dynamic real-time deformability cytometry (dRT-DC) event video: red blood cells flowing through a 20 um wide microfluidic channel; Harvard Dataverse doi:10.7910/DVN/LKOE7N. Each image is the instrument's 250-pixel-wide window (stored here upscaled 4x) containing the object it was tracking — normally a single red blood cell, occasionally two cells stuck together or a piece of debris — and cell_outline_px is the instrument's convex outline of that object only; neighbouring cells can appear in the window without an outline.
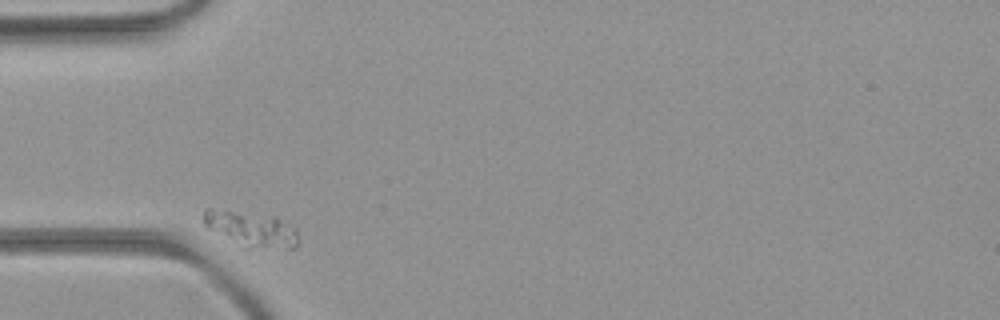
{"species": "common noctule bat (a hibernating species)", "species_latin": "Nyctalus noctula", "temperature_condition": "room temperature", "stored_images_in_passage": 3, "camera_frame_rate_fps": 3000, "um_per_image_px": 0.085, "animal": {"sex": "female", "body_mass_g": 21.9}, "frame": {"image": 1, "passage_image": 1, "time_ms": 0.0, "image_size_px": [1000, 320], "cell_outline_px": [[296, 248], [244, 248], [208, 228], [204, 224], [204, 208], [212, 208], [276, 216], [296, 228]], "centroid_in_image_um": [21.34, 19.45], "position_along_channel_um": 63.7, "area_um2": 19.48}}
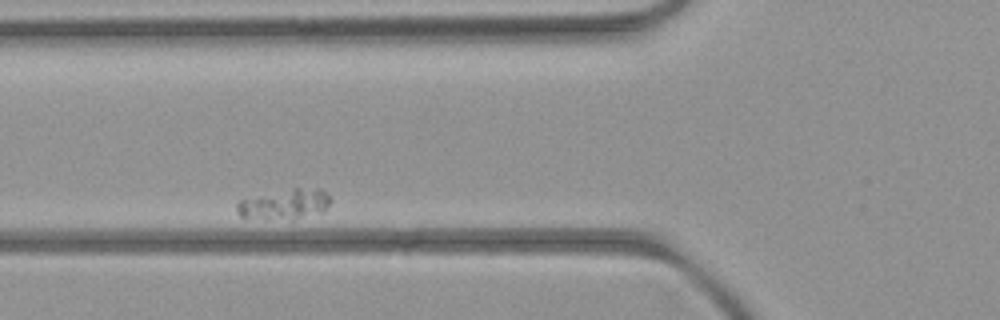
{"frame": {"image": 2, "passage_image": 2, "time_ms": 1.333, "image_size_px": [1000, 320], "cell_outline_px": [[332, 200], [324, 212], [296, 216], [240, 216], [236, 212], [236, 204], [240, 200], [292, 188], [320, 188]], "centroid_in_image_um": [24.25, 17.28], "position_along_channel_um": 101.5, "area_um2": 15.2}}